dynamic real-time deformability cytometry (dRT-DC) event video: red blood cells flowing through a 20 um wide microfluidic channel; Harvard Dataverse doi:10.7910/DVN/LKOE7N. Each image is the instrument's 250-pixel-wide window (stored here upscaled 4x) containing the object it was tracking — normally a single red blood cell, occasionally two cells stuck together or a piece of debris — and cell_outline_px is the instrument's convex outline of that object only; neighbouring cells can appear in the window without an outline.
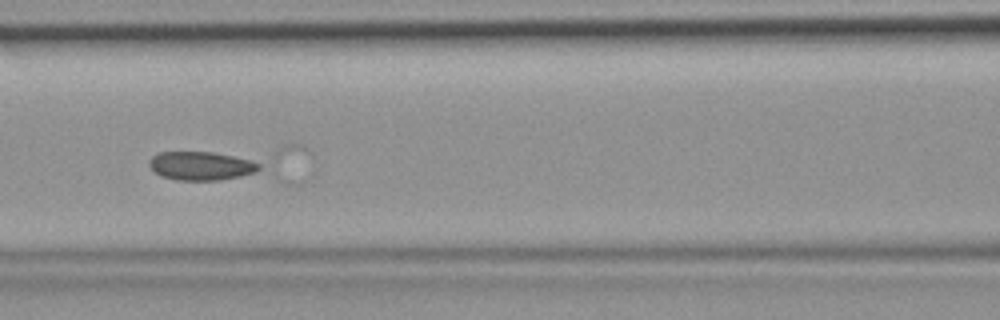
{"species": "common noctule bat (a hibernating species)", "species_latin": "Nyctalus noctula", "temperature_condition": "room temperature", "stored_images_in_passage": 29, "camera_frame_rate_fps": 3000, "um_per_image_px": 0.085, "animal": {"sex": "female", "body_mass_g": 19.9}, "frame": {"image": 1, "passage_image": 21, "time_ms": 6.667, "image_size_px": [1000, 320], "cell_outline_px": [[304, 180], [296, 184], [284, 184], [176, 180], [160, 176], [152, 172], [148, 164], [148, 160], [152, 156], [160, 152], [284, 144], [304, 144]], "centroid_in_image_um": [19.87, 13.98], "position_along_channel_um": 146.7, "area_um2": 37.11}}